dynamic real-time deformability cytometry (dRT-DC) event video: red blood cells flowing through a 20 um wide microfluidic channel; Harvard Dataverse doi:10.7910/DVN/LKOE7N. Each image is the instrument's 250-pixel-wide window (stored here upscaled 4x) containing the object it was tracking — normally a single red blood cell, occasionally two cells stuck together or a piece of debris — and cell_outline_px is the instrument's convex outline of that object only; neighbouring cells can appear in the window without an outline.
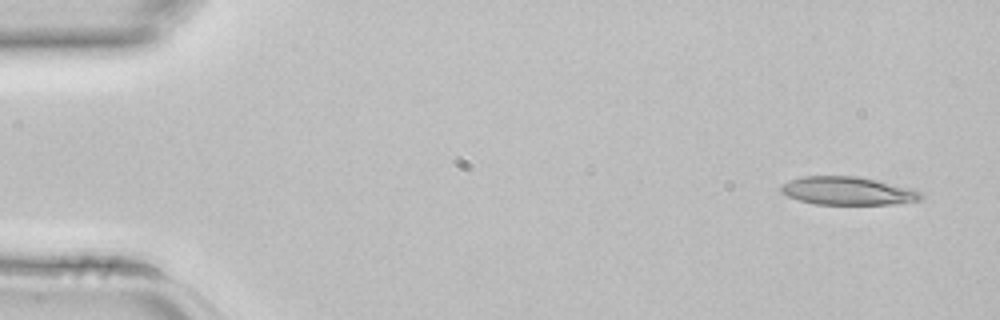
{"species": "common noctule bat (a hibernating species)", "species_latin": "Nyctalus noctula", "temperature_condition": "room temperature", "stored_images_in_passage": 3, "camera_frame_rate_fps": 3000, "um_per_image_px": 0.085, "animal": {"sex": "female", "body_mass_g": 22.7, "forearm_length_mm": 54.2}, "frame": {"image": 1, "passage_image": 1, "time_ms": 0.0, "image_size_px": [1000, 320], "cell_outline_px": [[924, 196], [920, 200], [892, 204], [816, 204], [800, 200], [788, 196], [780, 192], [780, 188], [784, 184], [792, 180], [804, 176], [856, 176], [876, 180], [908, 188], [920, 192]], "centroid_in_image_um": [72.05, 16.23], "position_along_channel_um": 13.0, "area_um2": 22.54}}
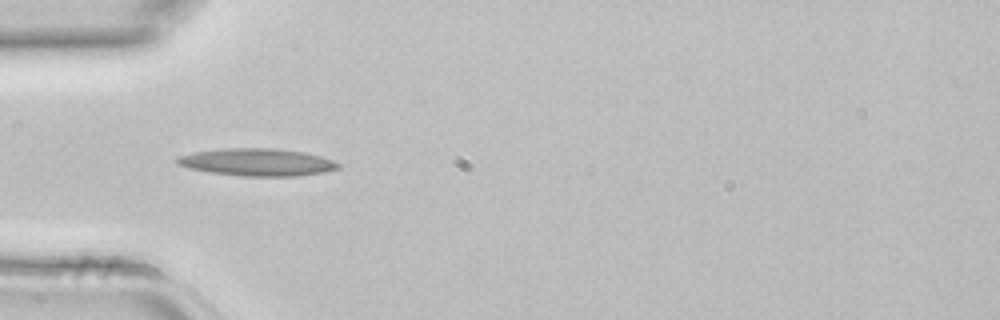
{"frame": {"image": 2, "passage_image": 3, "time_ms": 0.667, "image_size_px": [1000, 320], "cell_outline_px": [[340, 168], [324, 172], [300, 176], [240, 176], [208, 172], [188, 168], [176, 164], [172, 160], [176, 156], [192, 152], [220, 148], [272, 148], [304, 152], [320, 156], [332, 160], [340, 164]], "centroid_in_image_um": [21.78, 13.78], "position_along_channel_um": 63.2, "area_um2": 26.13}}